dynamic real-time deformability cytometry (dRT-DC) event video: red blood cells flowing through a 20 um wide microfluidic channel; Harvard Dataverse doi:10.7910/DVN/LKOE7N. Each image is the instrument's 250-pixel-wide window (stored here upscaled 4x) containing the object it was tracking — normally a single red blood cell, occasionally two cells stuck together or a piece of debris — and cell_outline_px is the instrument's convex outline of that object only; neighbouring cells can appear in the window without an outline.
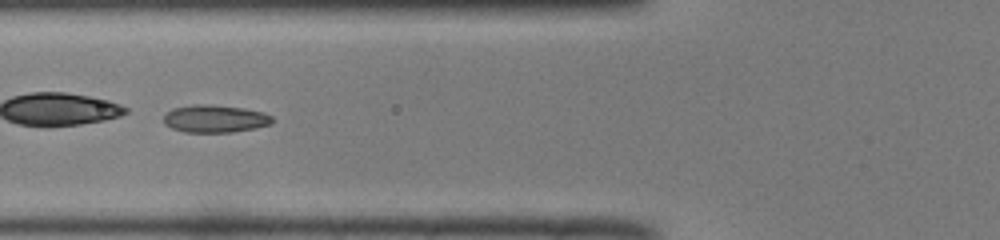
{"species": "common noctule bat (a hibernating species)", "species_latin": "Nyctalus noctula", "temperature_condition": "room temperature", "stored_images_in_passage": 28, "camera_frame_rate_fps": 3000, "um_per_image_px": 0.085, "animal": {"sex": "male", "body_mass_g": 19.0, "forearm_length_mm": 50.8}, "frame": {"image": 1, "passage_image": 5, "time_ms": 1.333, "image_size_px": [1000, 240], "cell_outline_px": [[272, 124], [256, 128], [232, 132], [184, 132], [172, 128], [164, 124], [164, 116], [172, 108], [192, 104], [208, 104], [244, 108], [264, 112], [272, 116]], "centroid_in_image_um": [18.28, 10.09], "position_along_channel_um": 107.5, "area_um2": 17.57}, "authors_computed_cell_mechanics": {"area_um2": 16.7909, "velocity_mm_per_s": 4.0127, "shape_relaxation_time_tau1_ms": 7.7442, "shape_relaxation_time_tau2_ms": 1.0954, "deformation_change_tau1": 0.2018, "deformation_change_tau2": 0.0664}}